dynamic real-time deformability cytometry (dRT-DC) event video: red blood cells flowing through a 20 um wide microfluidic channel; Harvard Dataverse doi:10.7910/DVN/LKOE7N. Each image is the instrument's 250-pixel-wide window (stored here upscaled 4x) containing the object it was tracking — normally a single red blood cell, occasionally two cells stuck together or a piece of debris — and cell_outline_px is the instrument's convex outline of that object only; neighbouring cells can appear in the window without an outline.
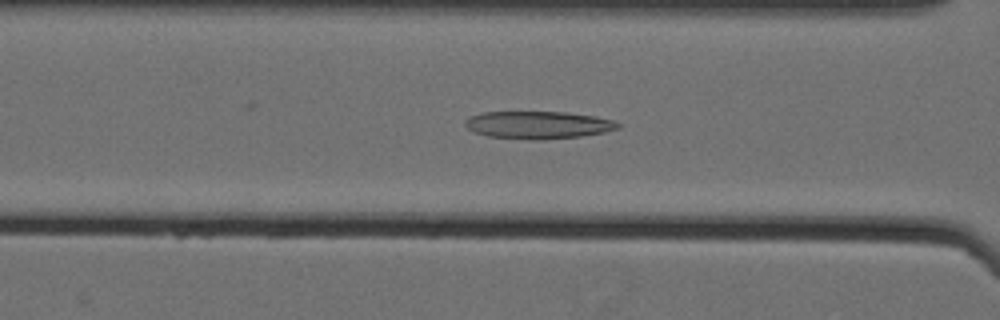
{"species": "Egyptian fruit bat (a non-hibernating species)", "species_latin": "Rousettus aegyptiacus", "temperature_condition": "cold", "stored_images_in_passage": 43, "camera_frame_rate_fps": 3000, "um_per_image_px": 0.085, "animal": {"sex": "female"}, "frame": {"image": 1, "passage_image": 11, "time_ms": 3.333, "image_size_px": [1000, 320], "cell_outline_px": [[620, 128], [604, 132], [580, 136], [540, 140], [528, 140], [488, 136], [476, 132], [468, 128], [464, 124], [464, 120], [468, 116], [484, 112], [568, 112], [596, 116], [616, 120], [620, 124]], "centroid_in_image_um": [45.76, 10.61], "position_along_channel_um": 120.8, "area_um2": 24.74}}
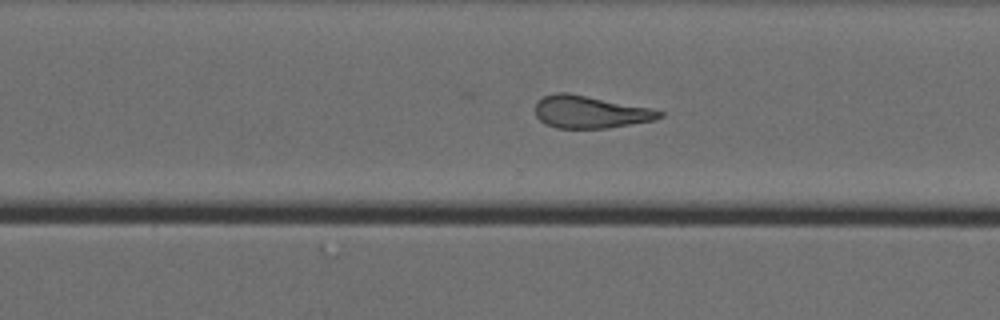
{"frame": {"image": 2, "passage_image": 28, "time_ms": 9.0, "image_size_px": [1000, 320], "cell_outline_px": [[664, 116], [656, 120], [608, 128], [556, 128], [544, 124], [536, 116], [536, 100], [544, 96], [556, 92], [568, 92], [652, 108], [664, 112]], "centroid_in_image_um": [50.17, 9.51], "position_along_channel_um": 320.4, "area_um2": 23.76}}
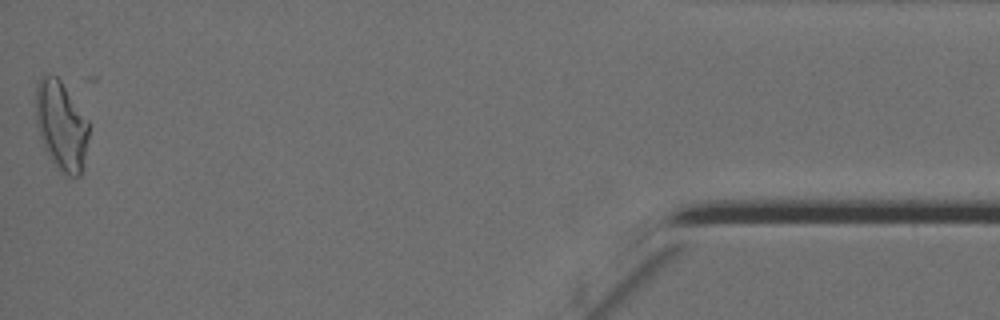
{"frame": {"image": 3, "passage_image": 43, "time_ms": 14.0, "image_size_px": [1000, 320], "cell_outline_px": [[88, 136], [80, 176], [68, 176], [52, 160], [44, 148], [36, 124], [36, 84], [40, 76], [56, 76], [60, 80], [88, 120]], "centroid_in_image_um": [5.19, 10.64], "position_along_channel_um": 430.0, "area_um2": 26.88}, "authors_computed_cell_mechanics": {"area_um2": 24.3916, "velocity_mm_per_s": 3.5268, "shape_relaxation_time_tau1_ms": null, "shape_relaxation_time_tau2_ms": 4.1001, "deformation_change_tau1": null, "deformation_change_tau2": 0.1484}}